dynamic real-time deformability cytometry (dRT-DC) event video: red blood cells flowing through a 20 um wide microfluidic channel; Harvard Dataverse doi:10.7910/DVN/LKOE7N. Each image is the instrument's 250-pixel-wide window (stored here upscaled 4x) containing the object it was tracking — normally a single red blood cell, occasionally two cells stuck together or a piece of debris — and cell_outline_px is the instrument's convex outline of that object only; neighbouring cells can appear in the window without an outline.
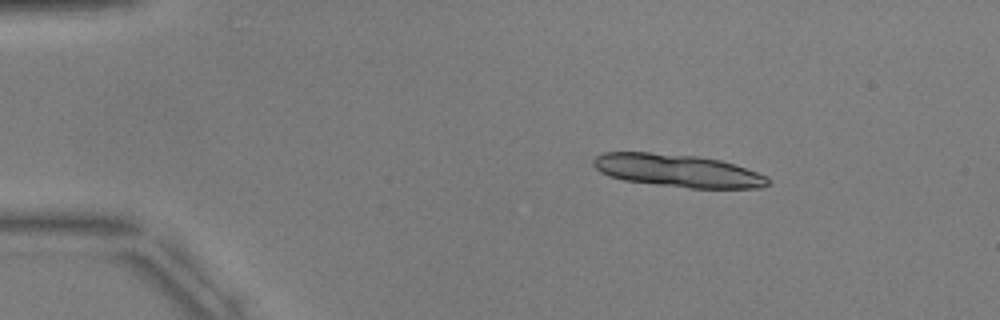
{"species": "common noctule bat (a hibernating species)", "species_latin": "Nyctalus noctula", "temperature_condition": "warm", "stored_images_in_passage": 4, "camera_frame_rate_fps": 3000, "um_per_image_px": 0.085, "animal": {"sex": "male", "body_mass_g": 17.9, "forearm_length_mm": 54.2}, "frame": {"image": 1, "passage_image": 2, "time_ms": 1.0, "image_size_px": [1000, 320], "cell_outline_px": [[772, 180], [768, 184], [760, 188], [692, 188], [624, 180], [608, 176], [600, 172], [592, 164], [592, 160], [596, 156], [604, 152], [648, 152], [700, 156], [720, 160], [768, 176]], "centroid_in_image_um": [57.59, 14.5], "position_along_channel_um": 27.4, "area_um2": 33.23}}